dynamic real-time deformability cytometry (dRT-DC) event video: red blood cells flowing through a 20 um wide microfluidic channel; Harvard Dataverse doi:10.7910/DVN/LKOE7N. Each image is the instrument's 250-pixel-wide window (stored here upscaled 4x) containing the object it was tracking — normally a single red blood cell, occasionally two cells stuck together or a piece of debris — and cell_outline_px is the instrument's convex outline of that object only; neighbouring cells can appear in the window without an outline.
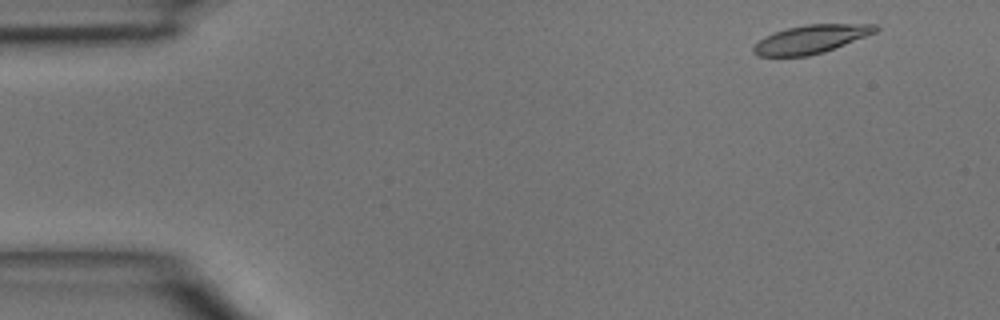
{"species": "common noctule bat (a hibernating species)", "species_latin": "Nyctalus noctula", "temperature_condition": "room temperature", "stored_images_in_passage": 8, "camera_frame_rate_fps": 3000, "um_per_image_px": 0.085, "animal": {"sex": "male", "body_mass_g": 15.6}, "frame": {"image": 1, "passage_image": 2, "time_ms": 0.333, "image_size_px": [1000, 320], "cell_outline_px": [[880, 28], [876, 32], [824, 52], [808, 56], [756, 56], [752, 52], [752, 48], [764, 36], [788, 28], [804, 24], [876, 24]], "centroid_in_image_um": [68.92, 3.33], "position_along_channel_um": 16.1, "area_um2": 20.06}}